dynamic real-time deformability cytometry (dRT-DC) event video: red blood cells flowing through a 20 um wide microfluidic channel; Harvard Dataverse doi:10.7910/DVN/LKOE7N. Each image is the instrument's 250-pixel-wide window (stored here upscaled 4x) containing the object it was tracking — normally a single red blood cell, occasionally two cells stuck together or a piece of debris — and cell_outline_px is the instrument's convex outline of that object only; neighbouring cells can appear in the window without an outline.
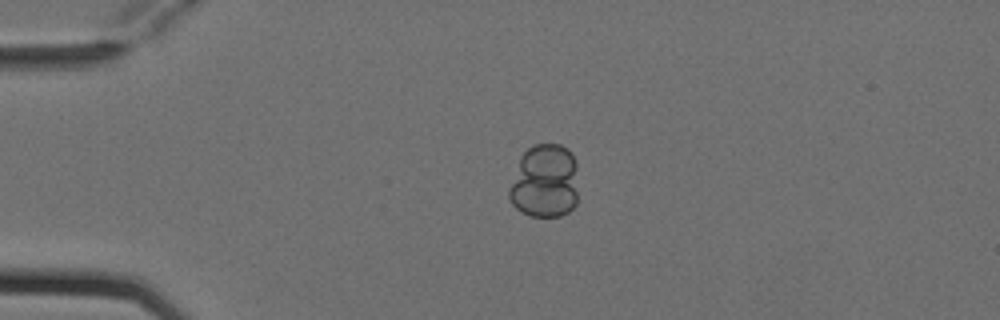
{"species": "Egyptian fruit bat (a non-hibernating species)", "species_latin": "Rousettus aegyptiacus", "temperature_condition": "cold", "stored_images_in_passage": 5, "camera_frame_rate_fps": 3000, "um_per_image_px": 0.085, "animal": {"sex": "female"}, "frame": {"image": 1, "passage_image": 1, "time_ms": 0.0, "image_size_px": [1000, 320], "cell_outline_px": [[576, 204], [568, 212], [560, 216], [532, 216], [520, 212], [512, 204], [508, 196], [508, 192], [520, 156], [532, 144], [560, 144], [568, 148], [576, 160]], "centroid_in_image_um": [46.29, 15.4], "position_along_channel_um": 38.7, "area_um2": 29.88}}
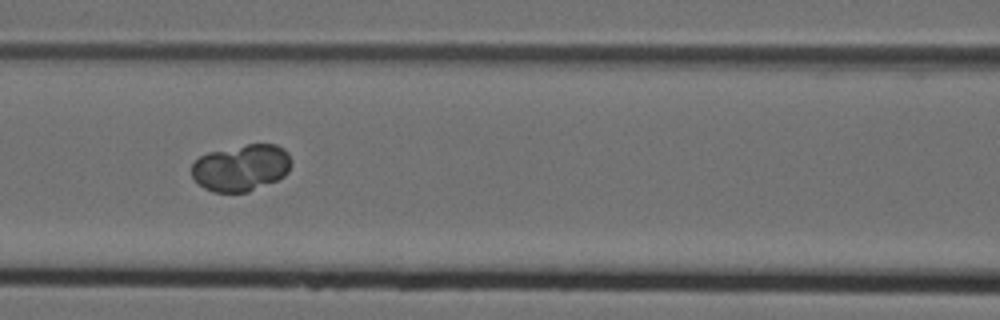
{"frame": {"image": 2, "passage_image": 4, "time_ms": 1.0, "image_size_px": [1000, 320], "cell_outline_px": [[292, 164], [288, 172], [284, 176], [276, 180], [248, 192], [212, 192], [204, 188], [192, 176], [192, 164], [200, 156], [208, 152], [248, 144], [276, 144], [284, 148], [288, 152], [292, 160]], "centroid_in_image_um": [20.53, 14.25], "position_along_channel_um": 146.1, "area_um2": 27.17}}
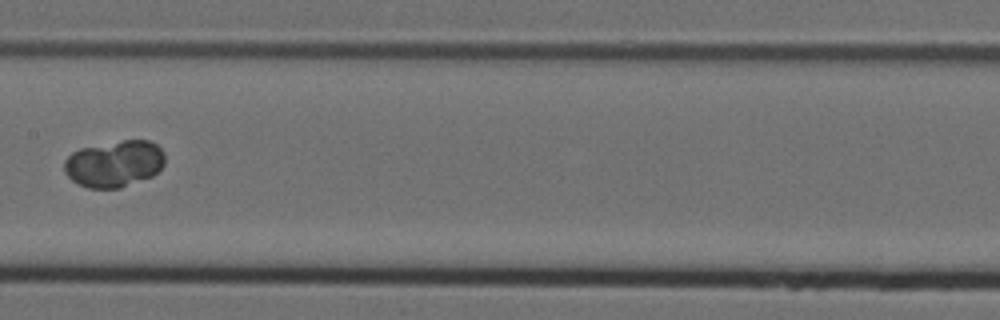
{"frame": {"image": 3, "passage_image": 5, "time_ms": 1.333, "image_size_px": [1000, 320], "cell_outline_px": [[164, 164], [152, 176], [120, 188], [88, 188], [76, 184], [64, 172], [64, 160], [72, 152], [80, 148], [124, 140], [148, 140], [156, 144], [164, 152]], "centroid_in_image_um": [9.69, 13.92], "position_along_channel_um": 197.7, "area_um2": 27.34}}